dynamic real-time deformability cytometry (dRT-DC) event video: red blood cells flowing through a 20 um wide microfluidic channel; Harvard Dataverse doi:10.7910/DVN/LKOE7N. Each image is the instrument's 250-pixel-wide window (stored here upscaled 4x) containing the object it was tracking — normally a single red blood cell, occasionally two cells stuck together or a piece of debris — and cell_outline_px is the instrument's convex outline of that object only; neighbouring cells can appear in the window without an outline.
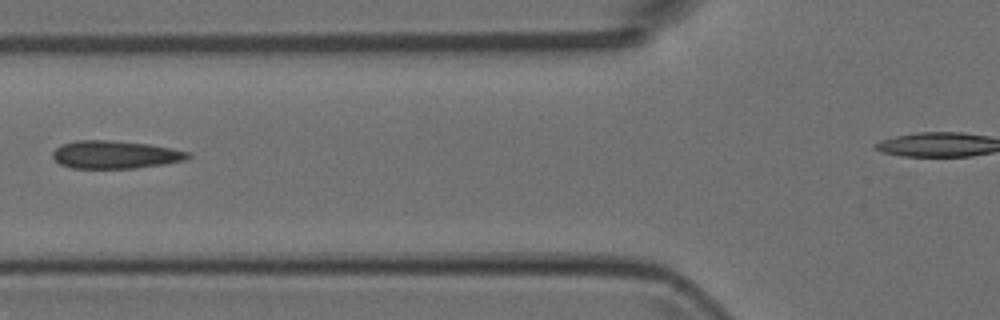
{"species": "Egyptian fruit bat (a non-hibernating species)", "species_latin": "Rousettus aegyptiacus", "temperature_condition": "room temperature", "stored_images_in_passage": 2, "camera_frame_rate_fps": 3000, "um_per_image_px": 0.085, "animal": {"sex": "female"}, "frame": {"image": 1, "passage_image": 2, "time_ms": 0.333, "image_size_px": [1000, 320], "cell_outline_px": [[192, 156], [184, 160], [164, 164], [136, 168], [72, 168], [60, 164], [52, 156], [52, 152], [60, 144], [76, 140], [112, 140], [148, 144], [192, 152]], "centroid_in_image_um": [9.79, 13.14], "position_along_channel_um": 116.0, "area_um2": 22.08}}